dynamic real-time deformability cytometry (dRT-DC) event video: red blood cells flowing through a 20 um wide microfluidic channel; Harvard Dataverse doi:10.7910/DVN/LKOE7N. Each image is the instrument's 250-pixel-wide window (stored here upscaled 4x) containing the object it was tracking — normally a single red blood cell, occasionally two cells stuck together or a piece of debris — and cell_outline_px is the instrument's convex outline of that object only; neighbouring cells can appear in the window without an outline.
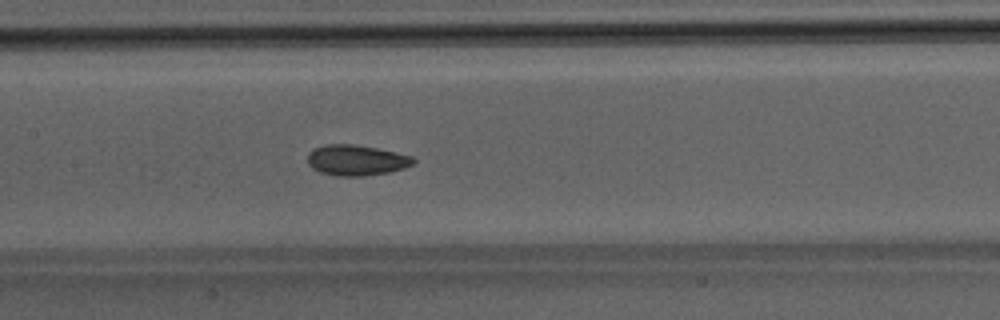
{"species": "Egyptian fruit bat (a non-hibernating species)", "species_latin": "Rousettus aegyptiacus", "temperature_condition": "room temperature", "stored_images_in_passage": 49, "segment_of_instrument_passage": [1, 2], "camera_frame_rate_fps": 3000, "um_per_image_px": 0.085, "animal": {"sex": "male"}, "frame": {"image": 1, "passage_image": 23, "time_ms": 7.333, "image_size_px": [1000, 320], "cell_outline_px": [[416, 160], [412, 164], [404, 168], [388, 172], [364, 176], [336, 176], [320, 172], [312, 168], [308, 164], [308, 152], [312, 148], [324, 144], [352, 144], [376, 148], [396, 152], [412, 156]], "centroid_in_image_um": [30.25, 13.61], "position_along_channel_um": 177.1, "area_um2": 18.96}}
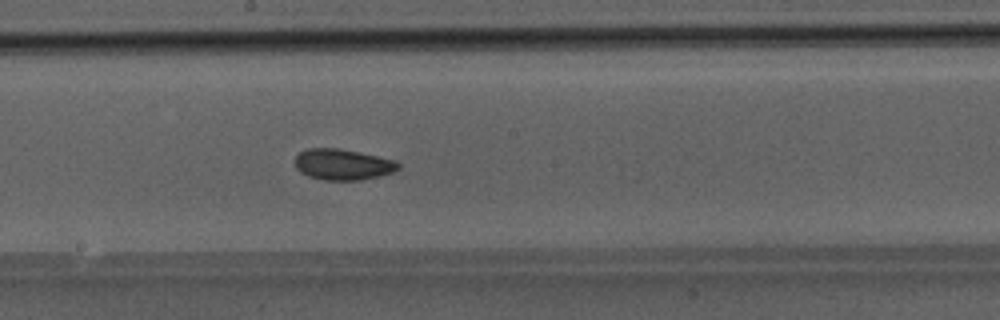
{"frame": {"image": 2, "passage_image": 26, "time_ms": 8.333, "image_size_px": [1000, 320], "cell_outline_px": [[400, 168], [392, 172], [380, 176], [360, 180], [324, 180], [308, 176], [300, 172], [296, 168], [296, 156], [300, 152], [308, 148], [340, 148], [396, 160], [400, 164]], "centroid_in_image_um": [29.15, 13.98], "position_along_channel_um": 219.1, "area_um2": 18.67}}
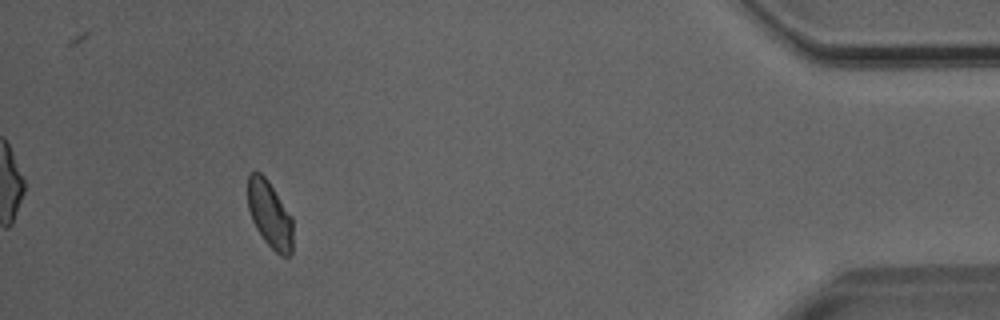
{"frame": {"image": 3, "passage_image": 44, "time_ms": 14.333, "image_size_px": [1000, 320], "cell_outline_px": [[292, 252], [288, 256], [280, 256], [264, 240], [256, 228], [252, 220], [248, 208], [248, 176], [252, 172], [260, 172], [268, 180], [292, 216]], "centroid_in_image_um": [22.93, 18.23], "position_along_channel_um": 412.3, "area_um2": 17.51}}